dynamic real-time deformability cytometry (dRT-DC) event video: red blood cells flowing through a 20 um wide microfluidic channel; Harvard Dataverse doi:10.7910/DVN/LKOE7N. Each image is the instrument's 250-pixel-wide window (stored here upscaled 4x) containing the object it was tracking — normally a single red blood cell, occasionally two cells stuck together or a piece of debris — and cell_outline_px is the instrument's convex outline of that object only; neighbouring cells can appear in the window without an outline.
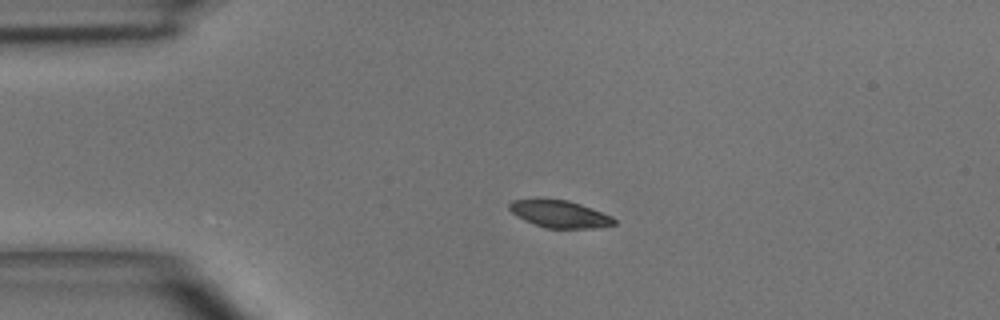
{"species": "common noctule bat (a hibernating species)", "species_latin": "Nyctalus noctula", "temperature_condition": "room temperature", "stored_images_in_passage": 6, "camera_frame_rate_fps": 3000, "um_per_image_px": 0.085, "animal": {"sex": "male", "body_mass_g": 15.6}, "frame": {"image": 1, "passage_image": 2, "time_ms": 1.0, "image_size_px": [1000, 320], "cell_outline_px": [[616, 224], [596, 228], [544, 228], [524, 220], [512, 212], [508, 208], [508, 204], [512, 200], [536, 196], [568, 200], [580, 204], [612, 216], [616, 220]], "centroid_in_image_um": [47.51, 18.15], "position_along_channel_um": 37.5, "area_um2": 17.17}}